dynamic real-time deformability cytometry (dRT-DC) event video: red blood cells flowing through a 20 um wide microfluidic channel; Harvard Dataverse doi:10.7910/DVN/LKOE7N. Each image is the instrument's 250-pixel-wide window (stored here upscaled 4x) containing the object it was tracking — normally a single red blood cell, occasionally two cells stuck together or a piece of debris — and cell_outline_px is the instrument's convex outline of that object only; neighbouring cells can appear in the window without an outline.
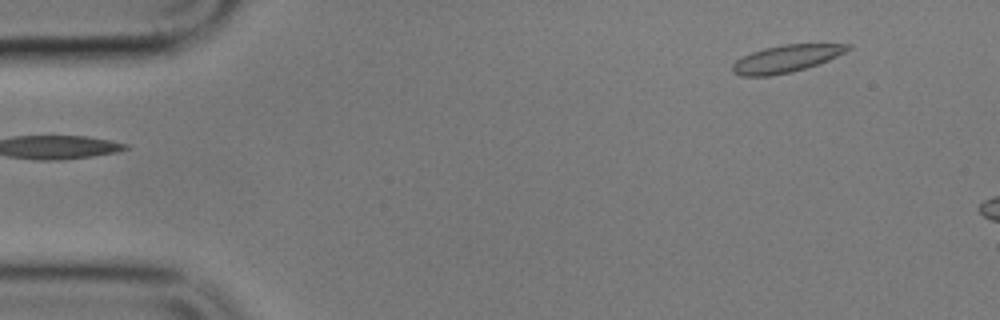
{"species": "common noctule bat (a hibernating species)", "species_latin": "Nyctalus noctula", "temperature_condition": "cold", "stored_images_in_passage": 6, "segment_of_instrument_passage": [2, 2], "camera_frame_rate_fps": 3000, "um_per_image_px": 0.085, "animal": {"sex": "male", "body_mass_g": 17.9}, "frame": {"image": 1, "passage_image": 6, "time_ms": 6.0, "image_size_px": [1000, 320], "cell_outline_px": [[852, 48], [828, 60], [792, 72], [768, 76], [740, 76], [732, 72], [732, 64], [736, 60], [752, 52], [764, 48], [784, 44], [852, 44]], "centroid_in_image_um": [66.8, 4.99], "position_along_channel_um": 18.2, "area_um2": 18.15}}